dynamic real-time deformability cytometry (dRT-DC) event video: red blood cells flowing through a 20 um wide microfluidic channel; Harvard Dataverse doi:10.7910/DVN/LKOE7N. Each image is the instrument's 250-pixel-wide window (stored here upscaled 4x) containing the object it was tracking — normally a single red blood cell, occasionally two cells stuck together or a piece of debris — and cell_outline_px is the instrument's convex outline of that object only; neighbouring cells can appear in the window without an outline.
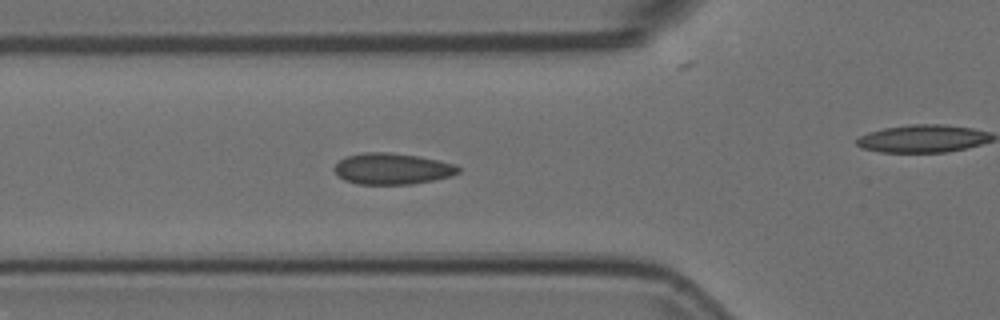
{"species": "Egyptian fruit bat (a non-hibernating species)", "species_latin": "Rousettus aegyptiacus", "temperature_condition": "room temperature", "stored_images_in_passage": 54, "camera_frame_rate_fps": 3000, "um_per_image_px": 0.085, "animal": {"sex": "female"}, "frame": {"image": 1, "passage_image": 18, "time_ms": 5.667, "image_size_px": [1000, 320], "cell_outline_px": [[460, 172], [452, 176], [412, 184], [356, 184], [344, 180], [336, 172], [336, 164], [344, 156], [364, 152], [388, 152], [420, 156], [456, 164], [460, 168]], "centroid_in_image_um": [33.37, 14.34], "position_along_channel_um": 92.4, "area_um2": 22.6}}
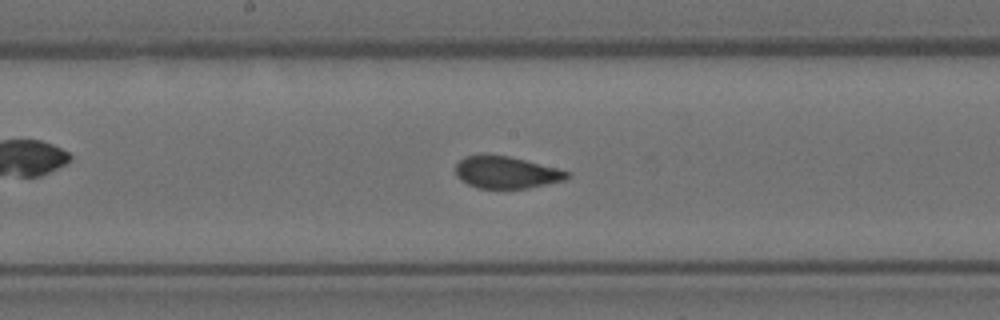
{"frame": {"image": 2, "passage_image": 27, "time_ms": 8.667, "image_size_px": [1000, 320], "cell_outline_px": [[572, 176], [564, 180], [548, 184], [528, 188], [476, 188], [460, 180], [456, 176], [456, 164], [464, 156], [480, 152], [484, 152], [508, 156], [572, 172]], "centroid_in_image_um": [43.0, 14.63], "position_along_channel_um": 205.2, "area_um2": 21.27}}
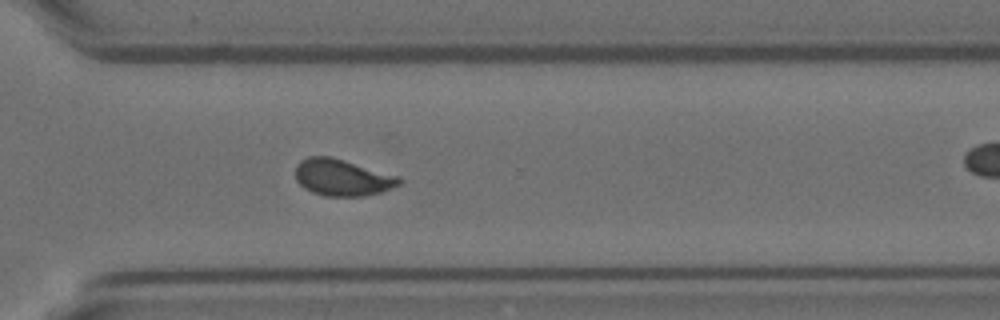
{"frame": {"image": 3, "passage_image": 38, "time_ms": 12.333, "image_size_px": [1000, 320], "cell_outline_px": [[404, 180], [400, 184], [380, 192], [364, 196], [324, 196], [312, 192], [304, 188], [296, 180], [296, 164], [300, 160], [308, 156], [332, 156], [400, 176]], "centroid_in_image_um": [29.1, 15.07], "position_along_channel_um": 341.5, "area_um2": 22.37}}